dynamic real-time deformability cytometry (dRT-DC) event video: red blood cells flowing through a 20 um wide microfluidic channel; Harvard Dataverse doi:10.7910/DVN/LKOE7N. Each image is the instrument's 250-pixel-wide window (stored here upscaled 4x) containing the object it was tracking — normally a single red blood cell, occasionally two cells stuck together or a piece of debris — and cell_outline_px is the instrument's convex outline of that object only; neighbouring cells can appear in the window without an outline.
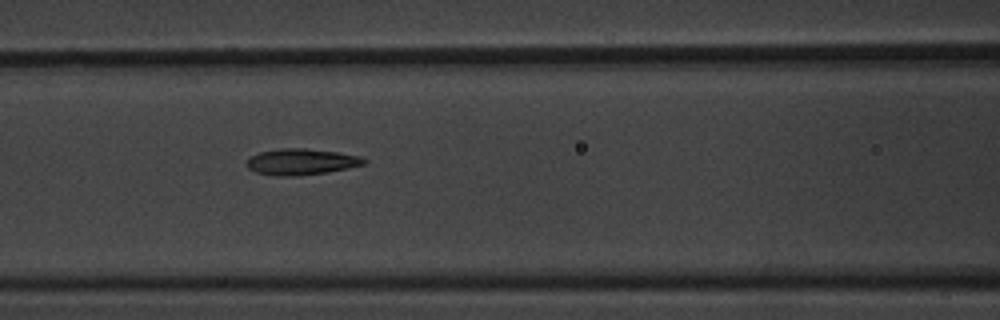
{"species": "common noctule bat (a hibernating species)", "species_latin": "Nyctalus noctula", "temperature_condition": "warm", "stored_images_in_passage": 8, "camera_frame_rate_fps": 3000, "um_per_image_px": 0.085, "animal": {"sex": "male", "body_mass_g": 20.1, "forearm_length_mm": 53.5}, "frame": {"image": 1, "passage_image": 7, "time_ms": 2.0, "image_size_px": [1000, 320], "cell_outline_px": [[368, 160], [364, 164], [348, 168], [328, 172], [296, 176], [276, 176], [256, 172], [248, 168], [248, 160], [252, 156], [260, 152], [280, 148], [304, 148], [336, 152], [360, 156]], "centroid_in_image_um": [25.63, 13.75], "position_along_channel_um": 141.0, "area_um2": 17.74}}